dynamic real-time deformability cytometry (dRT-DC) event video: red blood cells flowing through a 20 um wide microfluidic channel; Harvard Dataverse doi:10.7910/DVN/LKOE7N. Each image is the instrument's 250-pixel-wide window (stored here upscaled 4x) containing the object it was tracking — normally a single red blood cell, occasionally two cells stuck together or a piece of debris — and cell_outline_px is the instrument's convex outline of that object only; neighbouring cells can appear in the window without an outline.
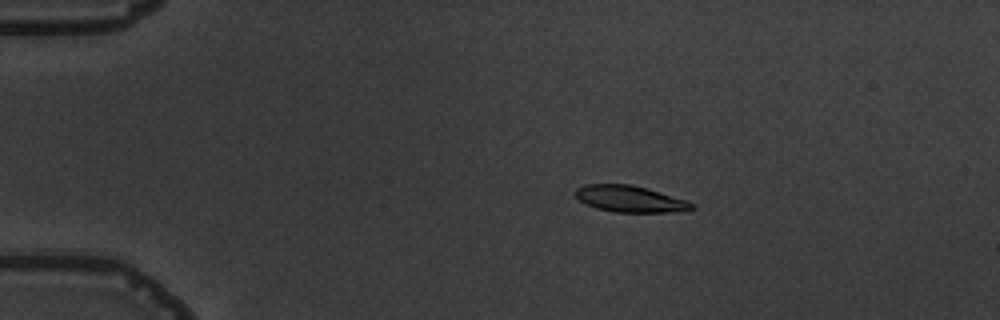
{"species": "common noctule bat (a hibernating species)", "species_latin": "Nyctalus noctula", "temperature_condition": "warm", "stored_images_in_passage": 5, "camera_frame_rate_fps": 3000, "um_per_image_px": 0.085, "animal": {"sex": "male", "body_mass_g": 19.5, "forearm_length_mm": 54.6}, "frame": {"image": 1, "passage_image": 3, "time_ms": 2.333, "image_size_px": [1000, 320], "cell_outline_px": [[696, 208], [668, 212], [612, 212], [596, 208], [580, 200], [576, 196], [576, 188], [584, 184], [628, 184], [644, 188], [688, 200], [696, 204]], "centroid_in_image_um": [53.56, 16.91], "position_along_channel_um": 31.4, "area_um2": 17.74}}